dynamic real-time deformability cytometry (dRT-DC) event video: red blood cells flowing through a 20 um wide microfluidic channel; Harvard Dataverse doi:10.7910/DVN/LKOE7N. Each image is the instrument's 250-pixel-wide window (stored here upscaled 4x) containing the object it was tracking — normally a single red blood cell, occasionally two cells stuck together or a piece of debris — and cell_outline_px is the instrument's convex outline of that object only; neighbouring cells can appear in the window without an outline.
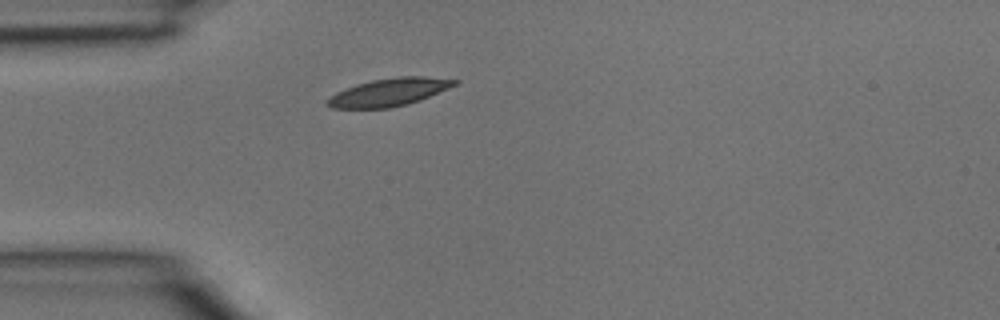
{"species": "common noctule bat (a hibernating species)", "species_latin": "Nyctalus noctula", "temperature_condition": "room temperature", "stored_images_in_passage": 1, "camera_frame_rate_fps": 3000, "um_per_image_px": 0.085, "animal": {"sex": "male", "body_mass_g": 15.6}, "frame": {"image": 1, "passage_image": 1, "time_ms": 0.0, "image_size_px": [1000, 320], "cell_outline_px": [[460, 80], [456, 84], [448, 88], [420, 100], [408, 104], [388, 108], [332, 108], [324, 104], [324, 100], [328, 96], [336, 92], [356, 84], [372, 80], [400, 76], [424, 76]], "centroid_in_image_um": [33.01, 7.84], "position_along_channel_um": 52.0, "area_um2": 20.63}}